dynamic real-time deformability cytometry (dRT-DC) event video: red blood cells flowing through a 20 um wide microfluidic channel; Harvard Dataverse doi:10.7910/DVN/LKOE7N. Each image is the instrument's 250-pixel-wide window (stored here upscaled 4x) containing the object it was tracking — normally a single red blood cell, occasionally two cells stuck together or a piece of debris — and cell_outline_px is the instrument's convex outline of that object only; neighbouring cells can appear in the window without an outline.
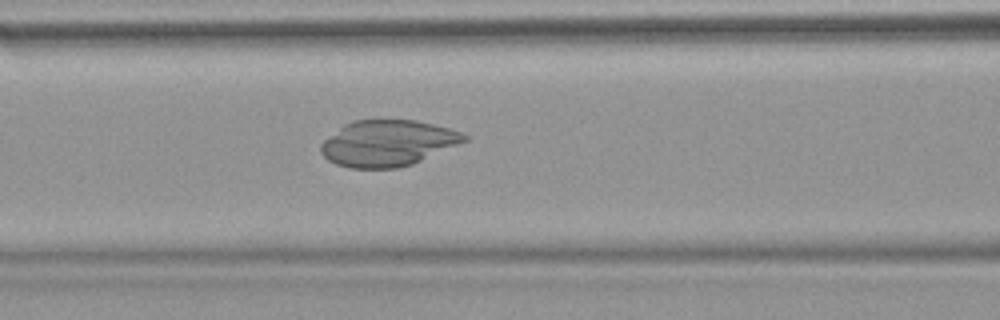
{"species": "common noctule bat (a hibernating species)", "species_latin": "Nyctalus noctula", "temperature_condition": "warm", "stored_images_in_passage": 49, "camera_frame_rate_fps": 3000, "um_per_image_px": 0.085, "animal": {"sex": "female", "body_mass_g": 18.4}, "frame": {"image": 1, "passage_image": 23, "time_ms": 7.333, "image_size_px": [1000, 320], "cell_outline_px": [[472, 136], [468, 140], [412, 164], [396, 168], [348, 168], [336, 164], [328, 160], [320, 152], [320, 144], [324, 140], [344, 124], [352, 120], [416, 120], [448, 128]], "centroid_in_image_um": [32.94, 12.17], "position_along_channel_um": 133.7, "area_um2": 38.44}}
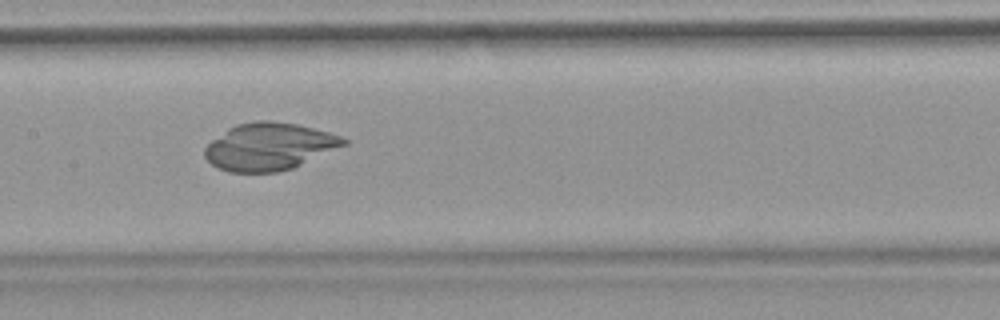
{"frame": {"image": 2, "passage_image": 27, "time_ms": 8.667, "image_size_px": [1000, 320], "cell_outline_px": [[348, 144], [292, 168], [276, 172], [228, 172], [212, 164], [204, 156], [204, 148], [212, 140], [228, 128], [236, 124], [256, 120], [272, 120], [296, 124], [328, 132], [340, 136], [348, 140]], "centroid_in_image_um": [22.87, 12.45], "position_along_channel_um": 184.5, "area_um2": 38.15}}
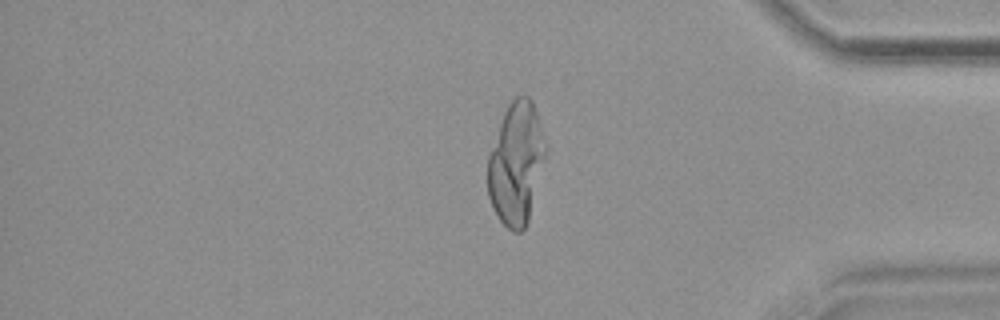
{"frame": {"image": 3, "passage_image": 45, "time_ms": 14.667, "image_size_px": [1000, 320], "cell_outline_px": [[548, 148], [528, 220], [524, 228], [520, 232], [512, 232], [500, 220], [492, 208], [488, 196], [488, 156], [504, 112], [508, 104], [516, 96], [528, 96], [532, 100]], "centroid_in_image_um": [43.88, 13.89], "position_along_channel_um": 391.3, "area_um2": 41.04}}